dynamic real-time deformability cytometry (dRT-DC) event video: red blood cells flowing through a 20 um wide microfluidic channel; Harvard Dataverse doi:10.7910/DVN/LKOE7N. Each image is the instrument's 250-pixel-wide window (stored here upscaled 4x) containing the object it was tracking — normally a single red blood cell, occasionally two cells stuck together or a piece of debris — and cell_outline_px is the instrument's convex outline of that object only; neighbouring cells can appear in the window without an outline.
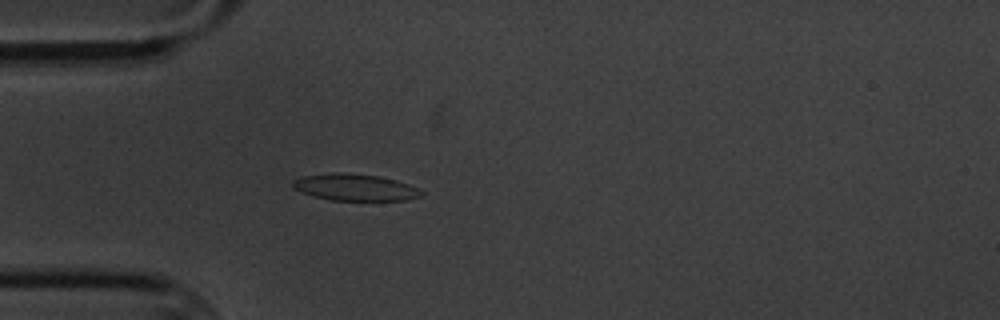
{"species": "common noctule bat (a hibernating species)", "species_latin": "Nyctalus noctula", "temperature_condition": "cold", "stored_images_in_passage": 5, "camera_frame_rate_fps": 3000, "um_per_image_px": 0.085, "animal": {"sex": "male", "body_mass_g": 20.1, "forearm_length_mm": 53.5}, "frame": {"image": 1, "passage_image": 5, "time_ms": 4.667, "image_size_px": [1000, 320], "cell_outline_px": [[424, 192], [420, 196], [404, 200], [332, 200], [316, 196], [292, 188], [292, 180], [300, 176], [332, 172], [344, 172], [376, 176], [396, 180], [408, 184]], "centroid_in_image_um": [30.13, 15.91], "position_along_channel_um": 54.9, "area_um2": 19.83}}